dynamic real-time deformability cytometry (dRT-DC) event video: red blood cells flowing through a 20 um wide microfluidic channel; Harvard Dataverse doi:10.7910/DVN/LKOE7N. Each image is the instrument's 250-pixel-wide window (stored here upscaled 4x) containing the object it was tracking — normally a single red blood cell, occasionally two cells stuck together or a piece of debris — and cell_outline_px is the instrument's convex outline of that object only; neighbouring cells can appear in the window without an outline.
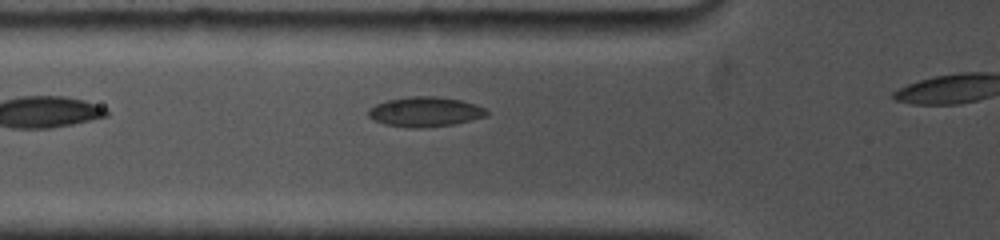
{"species": "common noctule bat (a hibernating species)", "species_latin": "Nyctalus noctula", "temperature_condition": "cold", "stored_images_in_passage": 46, "camera_frame_rate_fps": 5000, "um_per_image_px": 0.085, "animal": {"sex": "female", "body_mass_g": 19.0, "forearm_length_mm": 53.3}, "frame": {"image": 1, "passage_image": 4, "time_ms": 0.4, "image_size_px": [1000, 240], "cell_outline_px": [[488, 116], [456, 124], [424, 128], [408, 128], [384, 124], [368, 116], [368, 108], [376, 104], [388, 100], [412, 96], [436, 96], [460, 100], [476, 104], [484, 108], [488, 112]], "centroid_in_image_um": [36.15, 9.51], "position_along_channel_um": 89.6, "area_um2": 20.69}}
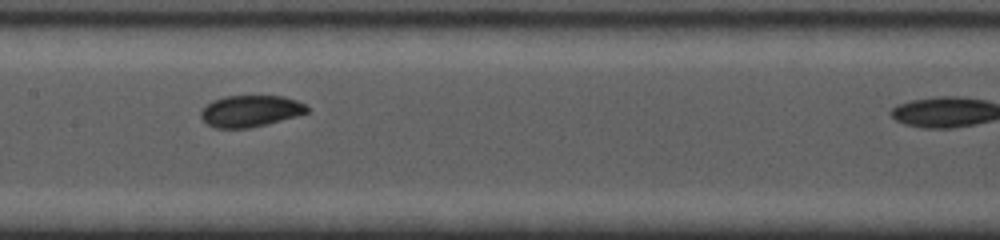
{"frame": {"image": 2, "passage_image": 23, "time_ms": 3.0, "image_size_px": [1000, 240], "cell_outline_px": [[308, 112], [296, 116], [268, 124], [248, 128], [216, 128], [208, 124], [200, 116], [200, 112], [212, 100], [224, 96], [284, 96], [296, 100], [304, 104], [308, 108]], "centroid_in_image_um": [21.28, 9.44], "position_along_channel_um": 186.1, "area_um2": 19.42}}
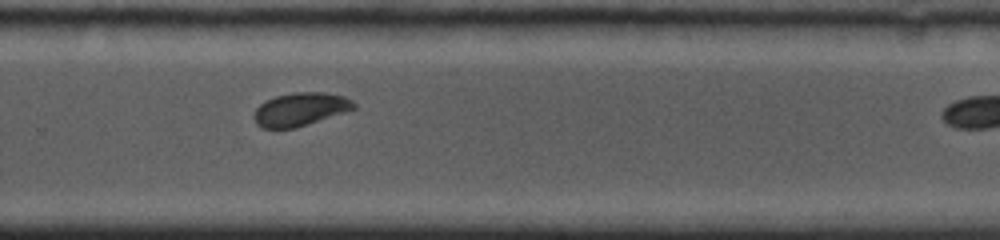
{"frame": {"image": 3, "passage_image": 45, "time_ms": 6.2, "image_size_px": [1000, 240], "cell_outline_px": [[356, 108], [296, 128], [260, 128], [256, 124], [252, 116], [256, 108], [260, 104], [276, 96], [292, 92], [324, 92], [344, 96], [352, 100], [356, 104]], "centroid_in_image_um": [25.5, 9.29], "position_along_channel_um": 304.3, "area_um2": 19.36}}